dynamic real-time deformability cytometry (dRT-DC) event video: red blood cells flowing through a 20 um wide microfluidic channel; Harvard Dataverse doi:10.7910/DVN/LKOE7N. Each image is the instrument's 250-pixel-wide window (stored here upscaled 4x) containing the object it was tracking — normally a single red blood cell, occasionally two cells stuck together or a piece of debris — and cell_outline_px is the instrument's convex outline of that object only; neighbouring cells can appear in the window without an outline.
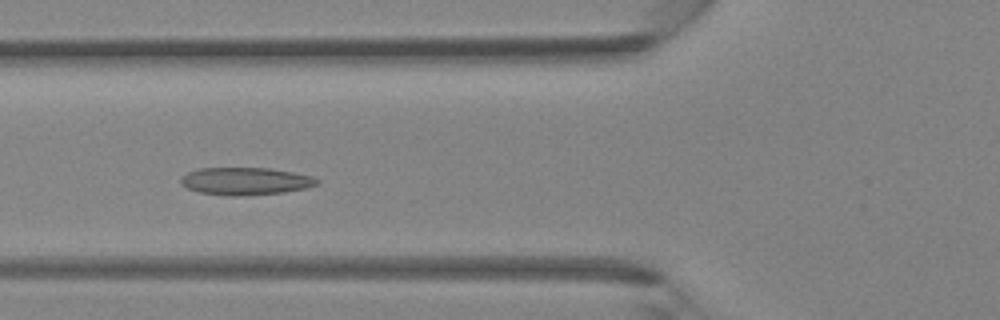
{"species": "Egyptian fruit bat (a non-hibernating species)", "species_latin": "Rousettus aegyptiacus", "temperature_condition": "room temperature", "stored_images_in_passage": 41, "camera_frame_rate_fps": 3000, "um_per_image_px": 0.085, "animal": {"sex": "female"}, "frame": {"image": 1, "passage_image": 15, "time_ms": 4.667, "image_size_px": [1000, 320], "cell_outline_px": [[320, 184], [304, 188], [284, 192], [236, 196], [228, 196], [200, 192], [188, 188], [180, 184], [180, 176], [188, 172], [200, 168], [272, 168], [312, 176], [320, 180]], "centroid_in_image_um": [20.86, 15.39], "position_along_channel_um": 104.9, "area_um2": 21.85}}
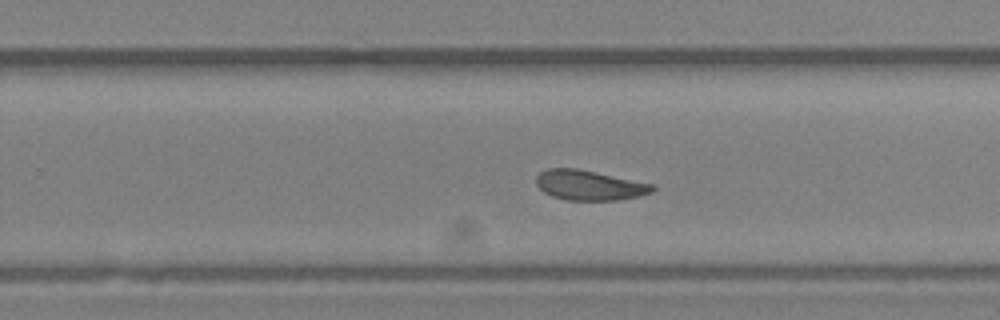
{"frame": {"image": 2, "passage_image": 26, "time_ms": 8.333, "image_size_px": [1000, 320], "cell_outline_px": [[656, 188], [652, 192], [640, 196], [616, 200], [564, 200], [552, 196], [544, 192], [536, 184], [536, 176], [540, 172], [548, 168], [576, 168], [656, 184]], "centroid_in_image_um": [50.12, 15.74], "position_along_channel_um": 279.7, "area_um2": 20.46}}
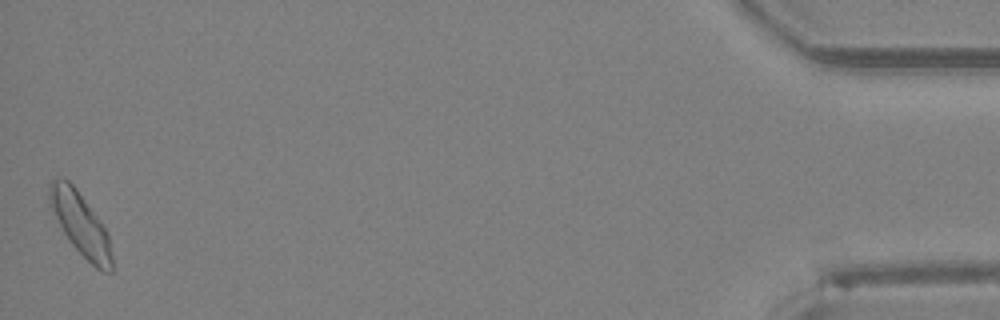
{"frame": {"image": 3, "passage_image": 41, "time_ms": 13.333, "image_size_px": [1000, 320], "cell_outline_px": [[112, 272], [104, 272], [96, 268], [72, 244], [64, 232], [48, 204], [48, 188], [52, 180], [56, 176], [60, 176], [68, 180], [76, 188], [100, 220], [108, 236], [112, 256]], "centroid_in_image_um": [6.81, 18.99], "position_along_channel_um": 428.4, "area_um2": 22.54}}